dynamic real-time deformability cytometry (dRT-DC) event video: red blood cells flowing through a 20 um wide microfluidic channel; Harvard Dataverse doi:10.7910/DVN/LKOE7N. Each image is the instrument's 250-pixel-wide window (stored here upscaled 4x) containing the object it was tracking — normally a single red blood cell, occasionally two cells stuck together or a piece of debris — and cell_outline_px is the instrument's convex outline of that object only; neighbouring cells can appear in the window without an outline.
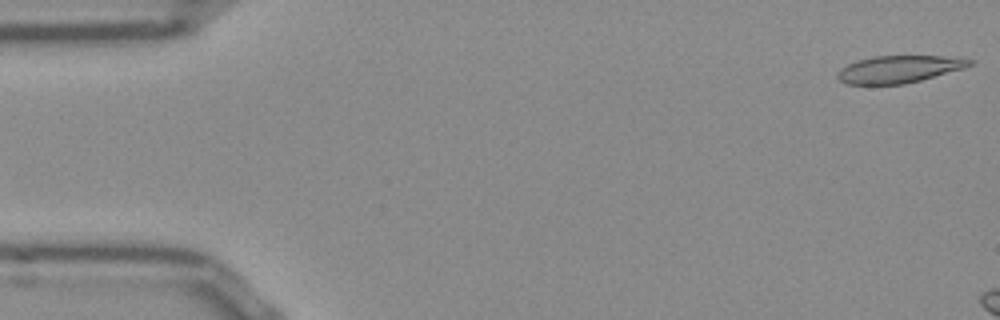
{"species": "Egyptian fruit bat (a non-hibernating species)", "species_latin": "Rousettus aegyptiacus", "temperature_condition": "room temperature", "stored_images_in_passage": 6, "camera_frame_rate_fps": 3000, "um_per_image_px": 0.085, "frame": {"image": 1, "passage_image": 1, "time_ms": 0.0, "image_size_px": [1000, 320], "cell_outline_px": [[972, 64], [964, 68], [920, 80], [904, 84], [848, 84], [840, 80], [836, 76], [840, 68], [848, 64], [872, 56], [964, 56], [972, 60]], "centroid_in_image_um": [76.46, 5.86], "position_along_channel_um": 8.5, "area_um2": 20.92}}